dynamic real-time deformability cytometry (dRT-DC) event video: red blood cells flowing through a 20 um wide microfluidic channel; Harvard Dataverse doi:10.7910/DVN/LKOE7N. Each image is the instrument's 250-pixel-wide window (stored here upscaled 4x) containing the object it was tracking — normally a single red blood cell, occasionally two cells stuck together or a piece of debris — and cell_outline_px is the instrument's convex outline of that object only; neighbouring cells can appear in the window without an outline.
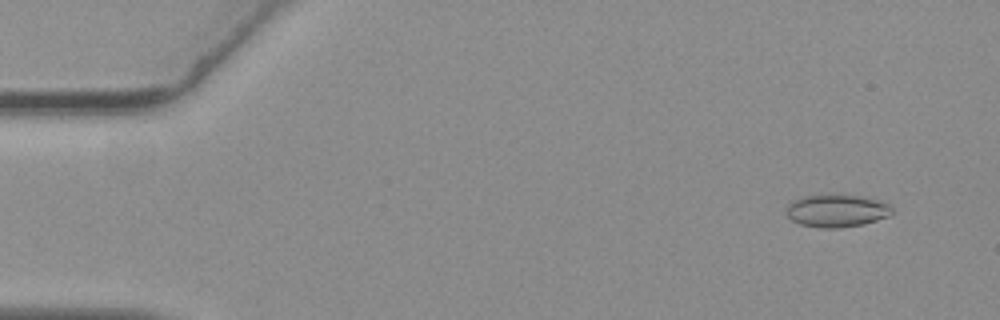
{"species": "common noctule bat (a hibernating species)", "species_latin": "Nyctalus noctula", "temperature_condition": "warm", "stored_images_in_passage": 23, "camera_frame_rate_fps": 3000, "um_per_image_px": 0.085, "animal": {"sex": "female", "body_mass_g": 19.3, "forearm_length_mm": 54.1}, "frame": {"image": 1, "passage_image": 3, "time_ms": 0.667, "image_size_px": [1000, 320], "cell_outline_px": [[892, 212], [888, 216], [864, 224], [836, 228], [820, 228], [800, 224], [792, 220], [788, 216], [788, 204], [792, 200], [804, 196], [864, 196], [884, 200], [892, 208]], "centroid_in_image_um": [71.16, 17.92], "position_along_channel_um": 13.8, "area_um2": 19.83}}
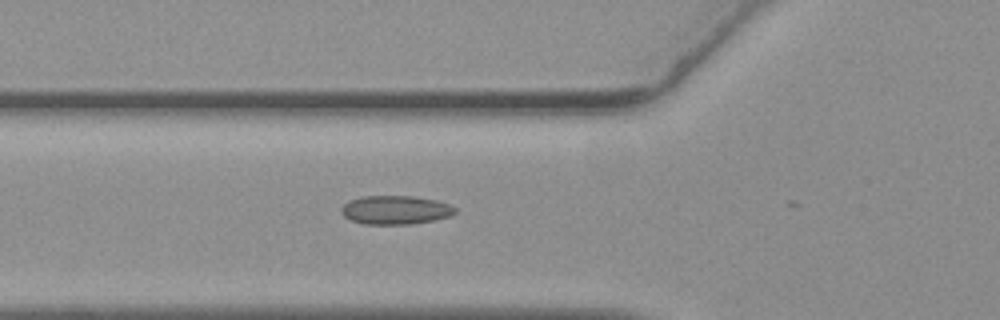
{"frame": {"image": 2, "passage_image": 19, "time_ms": 6.0, "image_size_px": [1000, 320], "cell_outline_px": [[456, 212], [448, 216], [432, 220], [408, 224], [364, 224], [352, 220], [344, 216], [340, 212], [340, 208], [348, 200], [364, 196], [416, 196], [436, 200], [448, 204], [456, 208]], "centroid_in_image_um": [33.57, 17.83], "position_along_channel_um": 92.2, "area_um2": 18.96}}
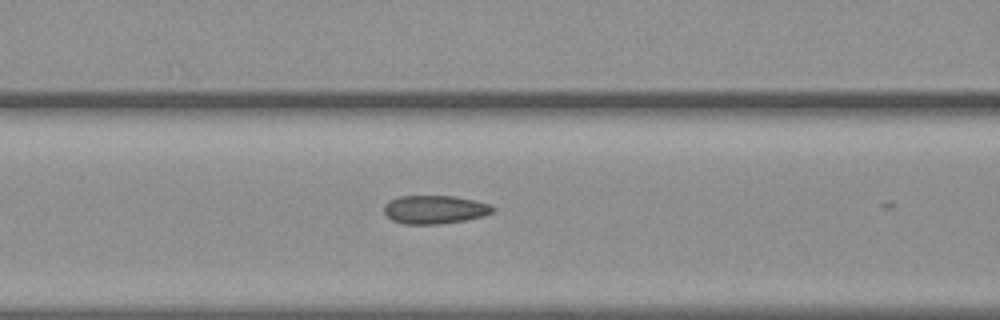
{"frame": {"image": 3, "passage_image": 22, "time_ms": 7.0, "image_size_px": [1000, 320], "cell_outline_px": [[496, 208], [492, 212], [484, 216], [464, 220], [440, 224], [404, 224], [392, 220], [384, 212], [384, 204], [388, 200], [400, 196], [452, 196], [472, 200], [488, 204]], "centroid_in_image_um": [36.92, 17.81], "position_along_channel_um": 129.7, "area_um2": 17.92}}